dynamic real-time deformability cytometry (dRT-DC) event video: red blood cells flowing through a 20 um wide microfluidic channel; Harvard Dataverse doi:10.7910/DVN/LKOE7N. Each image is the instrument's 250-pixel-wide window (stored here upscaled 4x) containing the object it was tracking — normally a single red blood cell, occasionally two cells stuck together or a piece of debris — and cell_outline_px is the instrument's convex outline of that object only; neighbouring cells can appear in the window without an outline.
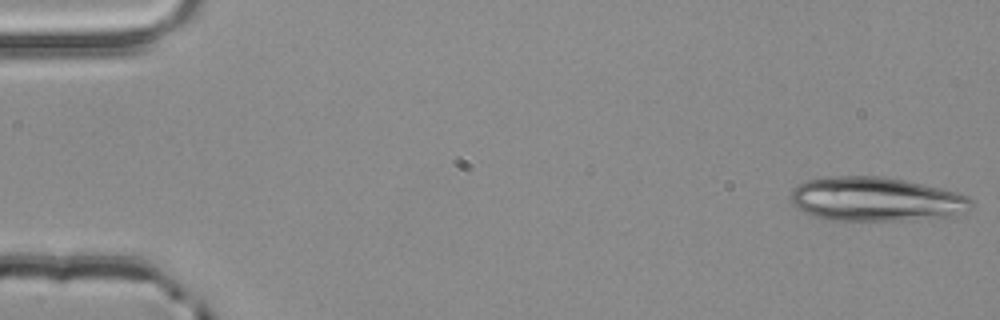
{"species": "common noctule bat (a hibernating species)", "species_latin": "Nyctalus noctula", "temperature_condition": "room temperature", "stored_images_in_passage": 23, "camera_frame_rate_fps": 3000, "um_per_image_px": 0.085, "animal": {"sex": "male", "body_mass_g": 20.4}, "frame": {"image": 1, "passage_image": 1, "time_ms": 0.0, "image_size_px": [1000, 320], "cell_outline_px": [[972, 208], [956, 216], [900, 220], [828, 220], [804, 212], [796, 208], [788, 200], [792, 188], [796, 184], [804, 180], [832, 176], [884, 176], [904, 180], [940, 188], [956, 192], [968, 196], [972, 200]], "centroid_in_image_um": [74.4, 16.92], "position_along_channel_um": 10.6, "area_um2": 46.82}}